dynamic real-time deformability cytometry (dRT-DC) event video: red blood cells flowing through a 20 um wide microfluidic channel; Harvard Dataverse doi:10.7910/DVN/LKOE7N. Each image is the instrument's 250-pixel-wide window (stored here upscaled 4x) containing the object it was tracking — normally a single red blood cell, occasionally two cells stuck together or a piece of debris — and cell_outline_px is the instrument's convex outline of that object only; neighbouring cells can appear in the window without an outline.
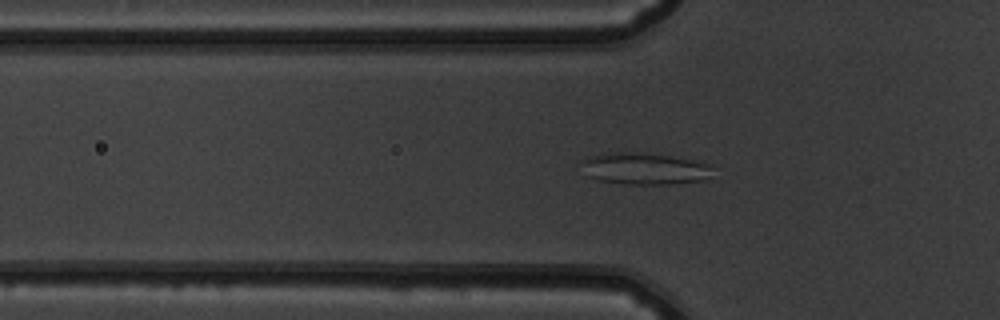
{"species": "common noctule bat (a hibernating species)", "species_latin": "Nyctalus noctula", "temperature_condition": "warm", "stored_images_in_passage": 53, "camera_frame_rate_fps": 3000, "um_per_image_px": 0.085, "animal": {"sex": "male", "body_mass_g": 19.5, "forearm_length_mm": 54.6}, "frame": {"image": 1, "passage_image": 18, "time_ms": 5.667, "image_size_px": [1000, 320], "cell_outline_px": [[716, 168], [704, 180], [672, 184], [624, 184], [600, 180], [588, 176], [580, 164], [580, 160], [592, 156], [616, 152], [628, 152], [672, 156], [704, 160], [712, 164]], "centroid_in_image_um": [54.88, 14.33], "position_along_channel_um": 70.9, "area_um2": 24.57}}
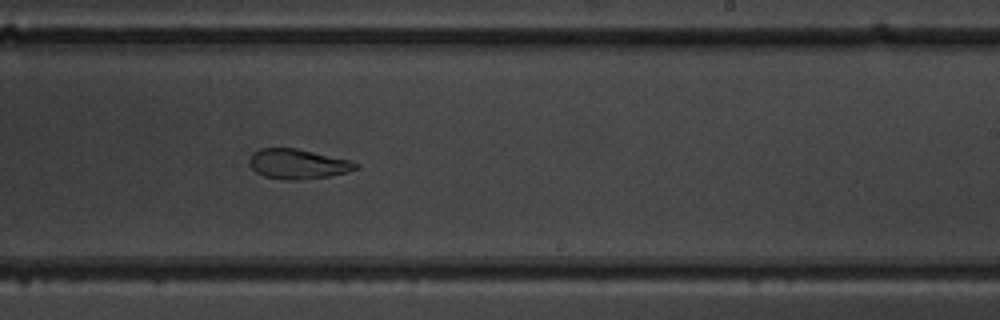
{"frame": {"image": 2, "passage_image": 33, "time_ms": 10.667, "image_size_px": [1000, 320], "cell_outline_px": [[360, 168], [348, 172], [328, 176], [296, 180], [284, 180], [264, 176], [256, 172], [248, 164], [248, 160], [252, 152], [260, 148], [296, 148], [348, 160], [360, 164]], "centroid_in_image_um": [25.28, 13.94], "position_along_channel_um": 263.7, "area_um2": 18.55}}
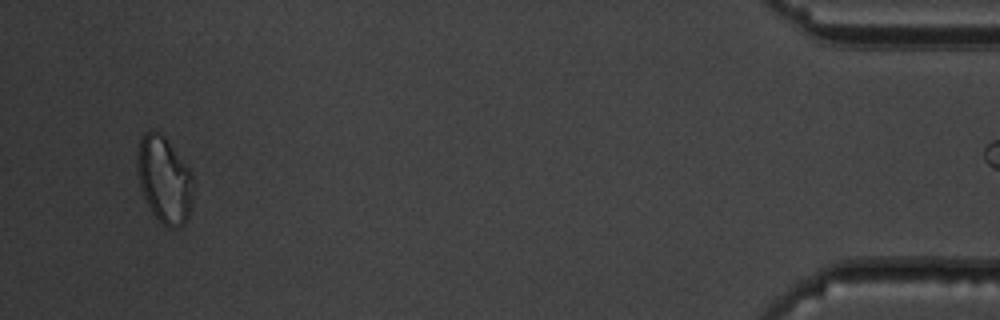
{"frame": {"image": 3, "passage_image": 51, "time_ms": 16.667, "image_size_px": [1000, 320], "cell_outline_px": [[192, 200], [188, 216], [184, 224], [176, 228], [168, 228], [152, 212], [140, 188], [136, 168], [136, 160], [140, 140], [144, 132], [148, 128], [160, 132], [164, 136], [192, 172]], "centroid_in_image_um": [13.94, 15.24], "position_along_channel_um": 421.3, "area_um2": 28.21}, "authors_computed_cell_mechanics": {"area_um2": 24.565, "velocity_mm_per_s": 3.8617, "shape_relaxation_time_tau1_ms": null, "shape_relaxation_time_tau2_ms": 1.6278, "deformation_change_tau1": null, "deformation_change_tau2": 0.0649}}